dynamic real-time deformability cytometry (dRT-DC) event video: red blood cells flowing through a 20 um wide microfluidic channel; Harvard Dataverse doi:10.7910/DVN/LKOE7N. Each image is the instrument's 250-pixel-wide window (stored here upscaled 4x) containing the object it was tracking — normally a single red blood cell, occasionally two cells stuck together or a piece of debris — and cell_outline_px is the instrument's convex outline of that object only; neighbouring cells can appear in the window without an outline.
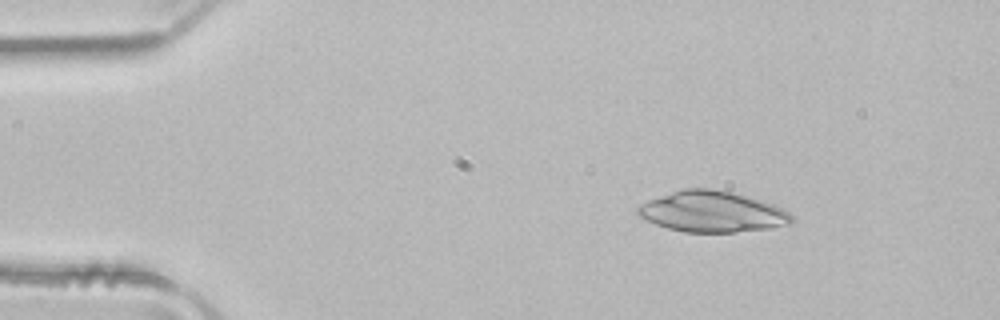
{"species": "common noctule bat (a hibernating species)", "species_latin": "Nyctalus noctula", "temperature_condition": "room temperature", "stored_images_in_passage": 50, "camera_frame_rate_fps": 3000, "um_per_image_px": 0.085, "animal": {"sex": "male", "body_mass_g": 21.5, "forearm_length_mm": 52.0}, "frame": {"image": 1, "passage_image": 7, "time_ms": 2.0, "image_size_px": [1000, 320], "cell_outline_px": [[792, 224], [772, 228], [736, 232], [684, 232], [668, 228], [656, 224], [640, 216], [636, 212], [636, 208], [640, 204], [648, 200], [684, 188], [712, 188], [732, 192], [760, 200], [772, 204], [788, 212], [792, 216]], "centroid_in_image_um": [60.53, 18.0], "position_along_channel_um": 24.5, "area_um2": 36.47}}